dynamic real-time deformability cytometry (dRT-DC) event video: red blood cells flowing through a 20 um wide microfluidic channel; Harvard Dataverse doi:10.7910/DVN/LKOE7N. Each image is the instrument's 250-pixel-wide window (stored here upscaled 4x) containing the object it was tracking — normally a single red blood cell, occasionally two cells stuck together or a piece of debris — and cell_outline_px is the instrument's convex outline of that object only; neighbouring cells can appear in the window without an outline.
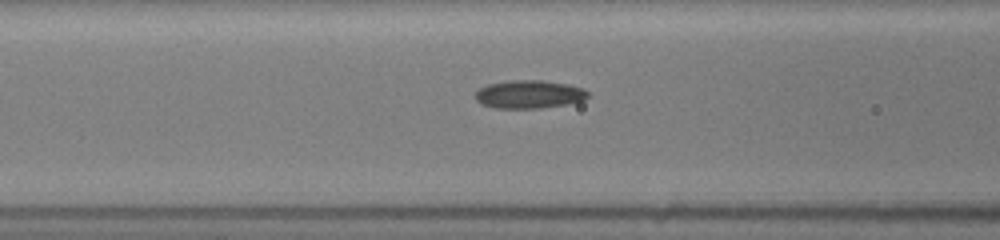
{"species": "common noctule bat (a hibernating species)", "species_latin": "Nyctalus noctula", "temperature_condition": "room temperature", "stored_images_in_passage": 38, "camera_frame_rate_fps": 3000, "um_per_image_px": 0.085, "animal": {"sex": "female", "body_mass_g": 19.5, "forearm_length_mm": 54.1}, "frame": {"image": 1, "passage_image": 18, "time_ms": 5.667, "image_size_px": [1000, 240], "cell_outline_px": [[588, 96], [584, 100], [564, 104], [540, 108], [492, 108], [480, 104], [472, 96], [480, 88], [488, 84], [508, 80], [544, 80], [568, 84], [584, 88], [588, 92]], "centroid_in_image_um": [44.93, 8.01], "position_along_channel_um": 121.7, "area_um2": 18.67}}
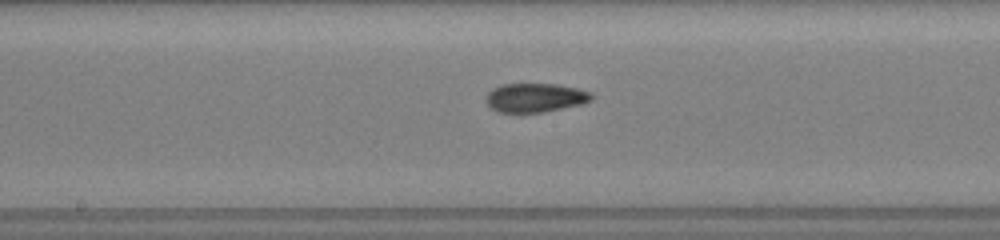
{"frame": {"image": 2, "passage_image": 24, "time_ms": 7.667, "image_size_px": [1000, 240], "cell_outline_px": [[592, 100], [584, 104], [520, 116], [496, 112], [484, 100], [488, 92], [492, 88], [500, 84], [556, 84], [576, 88], [592, 92]], "centroid_in_image_um": [45.43, 8.34], "position_along_channel_um": 202.8, "area_um2": 18.55}}
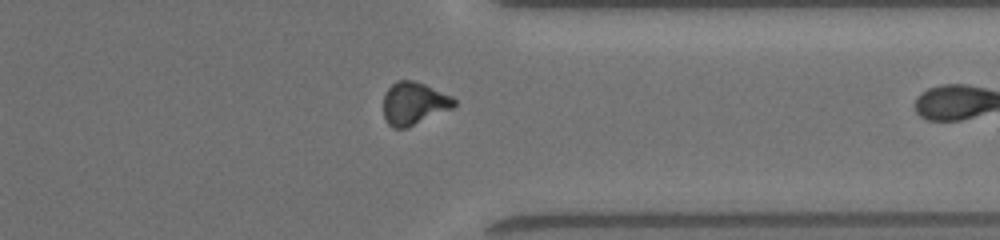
{"frame": {"image": 3, "passage_image": 37, "time_ms": 12.0, "image_size_px": [1000, 240], "cell_outline_px": [[456, 104], [452, 108], [408, 128], [392, 128], [388, 124], [384, 116], [384, 92], [396, 80], [412, 80], [424, 84], [452, 96], [456, 100]], "centroid_in_image_um": [35.17, 8.79], "position_along_channel_um": 376.2, "area_um2": 17.63}}